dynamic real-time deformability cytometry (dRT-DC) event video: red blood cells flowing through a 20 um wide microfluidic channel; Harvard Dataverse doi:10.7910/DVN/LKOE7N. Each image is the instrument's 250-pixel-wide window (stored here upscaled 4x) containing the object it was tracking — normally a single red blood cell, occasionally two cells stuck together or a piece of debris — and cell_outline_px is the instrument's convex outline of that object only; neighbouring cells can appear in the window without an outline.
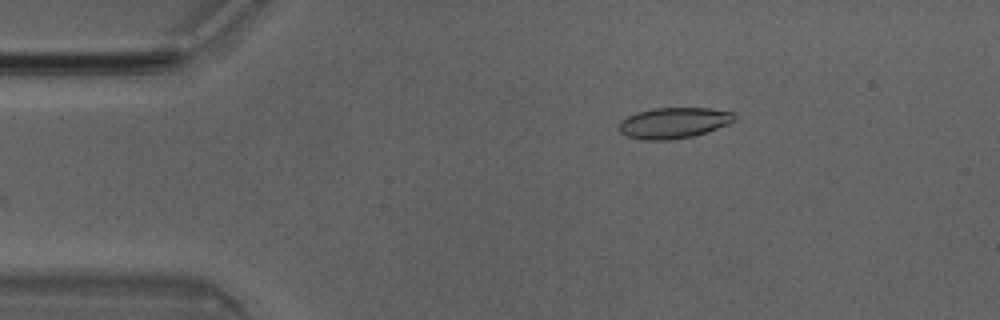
{"species": "Egyptian fruit bat (a non-hibernating species)", "species_latin": "Rousettus aegyptiacus", "temperature_condition": "room temperature", "stored_images_in_passage": 3, "camera_frame_rate_fps": 3000, "um_per_image_px": 0.085, "animal": {"sex": "male"}, "frame": {"image": 1, "passage_image": 3, "time_ms": 0.667, "image_size_px": [1000, 320], "cell_outline_px": [[736, 120], [728, 124], [708, 132], [692, 136], [668, 140], [644, 140], [628, 136], [620, 132], [616, 128], [620, 120], [636, 112], [652, 108], [708, 108], [732, 112], [736, 116]], "centroid_in_image_um": [57.24, 10.44], "position_along_channel_um": 27.8, "area_um2": 20.92}}